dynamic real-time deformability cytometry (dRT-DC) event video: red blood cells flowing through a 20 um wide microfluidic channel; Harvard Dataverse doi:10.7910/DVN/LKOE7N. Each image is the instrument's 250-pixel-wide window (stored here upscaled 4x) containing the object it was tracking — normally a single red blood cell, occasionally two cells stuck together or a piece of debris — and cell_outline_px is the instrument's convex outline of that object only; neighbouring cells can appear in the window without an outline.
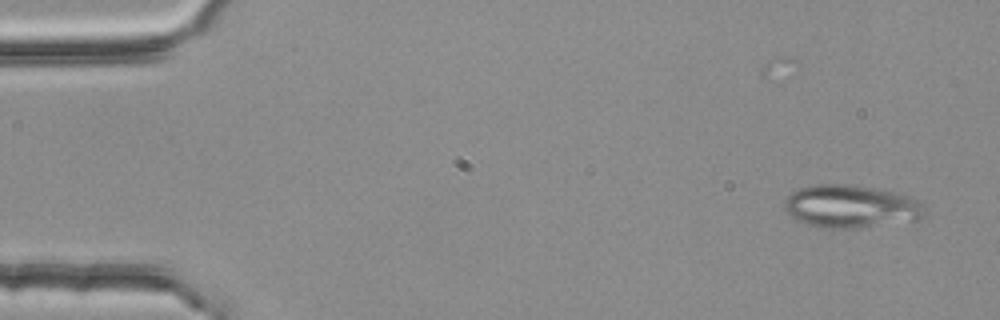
{"species": "common noctule bat (a hibernating species)", "species_latin": "Nyctalus noctula", "temperature_condition": "room temperature", "stored_images_in_passage": 4, "camera_frame_rate_fps": 3000, "um_per_image_px": 0.085, "animal": {"sex": "female", "body_mass_g": 25.1}, "frame": {"image": 1, "passage_image": 2, "time_ms": 0.333, "image_size_px": [1000, 320], "cell_outline_px": [[924, 216], [920, 220], [852, 228], [820, 228], [796, 220], [784, 208], [784, 200], [792, 192], [800, 188], [812, 184], [848, 184], [876, 188], [908, 196], [916, 200], [924, 208]], "centroid_in_image_um": [72.3, 17.54], "position_along_channel_um": 12.7, "area_um2": 34.91}}